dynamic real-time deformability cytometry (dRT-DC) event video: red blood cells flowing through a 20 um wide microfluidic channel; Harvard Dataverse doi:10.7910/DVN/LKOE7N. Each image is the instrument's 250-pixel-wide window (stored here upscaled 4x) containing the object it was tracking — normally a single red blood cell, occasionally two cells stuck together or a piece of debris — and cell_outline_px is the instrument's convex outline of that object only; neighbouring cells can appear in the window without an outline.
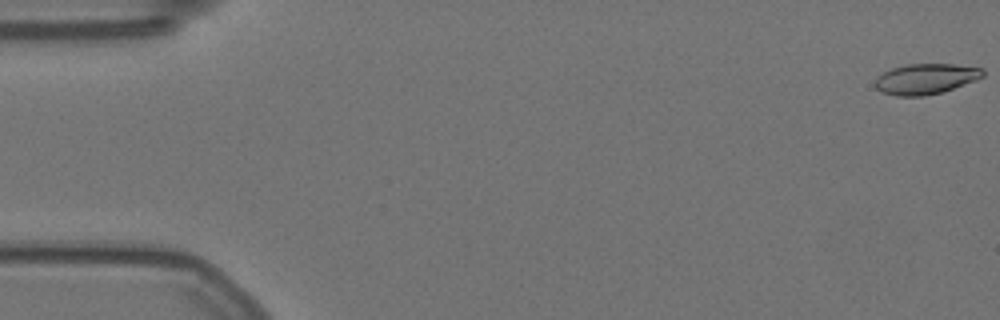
{"species": "Egyptian fruit bat (a non-hibernating species)", "species_latin": "Rousettus aegyptiacus", "temperature_condition": "warm", "stored_images_in_passage": 57, "camera_frame_rate_fps": 3000, "um_per_image_px": 0.085, "animal": {"sex": "female"}, "frame": {"image": 1, "passage_image": 1, "time_ms": 0.0, "image_size_px": [1000, 320], "cell_outline_px": [[984, 76], [976, 80], [944, 92], [924, 96], [896, 96], [884, 92], [876, 88], [876, 80], [884, 72], [892, 68], [908, 64], [952, 64], [984, 68]], "centroid_in_image_um": [78.74, 6.71], "position_along_channel_um": 6.3, "area_um2": 19.07}}
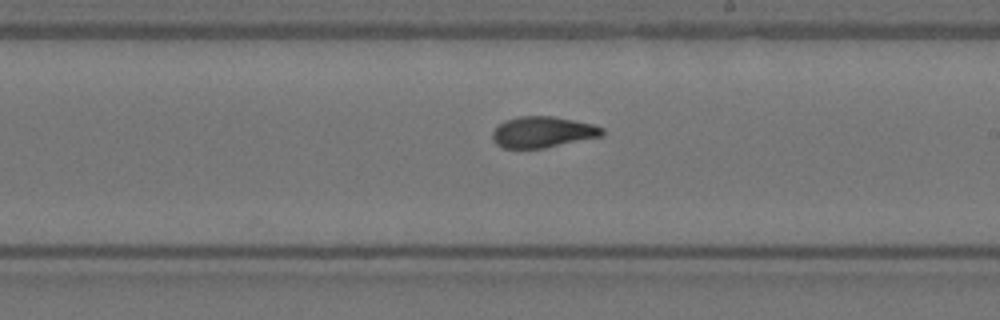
{"frame": {"image": 2, "passage_image": 33, "time_ms": 10.667, "image_size_px": [1000, 320], "cell_outline_px": [[604, 136], [544, 148], [504, 148], [496, 144], [492, 140], [492, 132], [504, 120], [520, 116], [556, 116], [592, 124], [604, 128]], "centroid_in_image_um": [46.15, 11.22], "position_along_channel_um": 242.9, "area_um2": 20.0}}
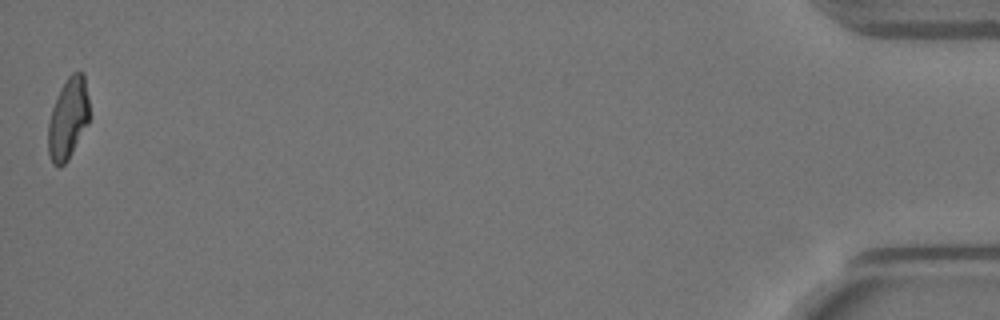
{"frame": {"image": 3, "passage_image": 57, "time_ms": 18.667, "image_size_px": [1000, 320], "cell_outline_px": [[92, 116], [88, 124], [68, 160], [60, 168], [52, 164], [48, 152], [48, 124], [52, 108], [60, 88], [68, 76], [72, 72], [84, 72]], "centroid_in_image_um": [5.82, 10.07], "position_along_channel_um": 429.4, "area_um2": 20.06}, "authors_computed_cell_mechanics": {"area_um2": 20.23, "velocity_mm_per_s": 3.5547, "shape_relaxation_time_tau1_ms": 7.168, "shape_relaxation_time_tau2_ms": 1.4901, "deformation_change_tau1": 0.2059, "deformation_change_tau2": 0.0766}}